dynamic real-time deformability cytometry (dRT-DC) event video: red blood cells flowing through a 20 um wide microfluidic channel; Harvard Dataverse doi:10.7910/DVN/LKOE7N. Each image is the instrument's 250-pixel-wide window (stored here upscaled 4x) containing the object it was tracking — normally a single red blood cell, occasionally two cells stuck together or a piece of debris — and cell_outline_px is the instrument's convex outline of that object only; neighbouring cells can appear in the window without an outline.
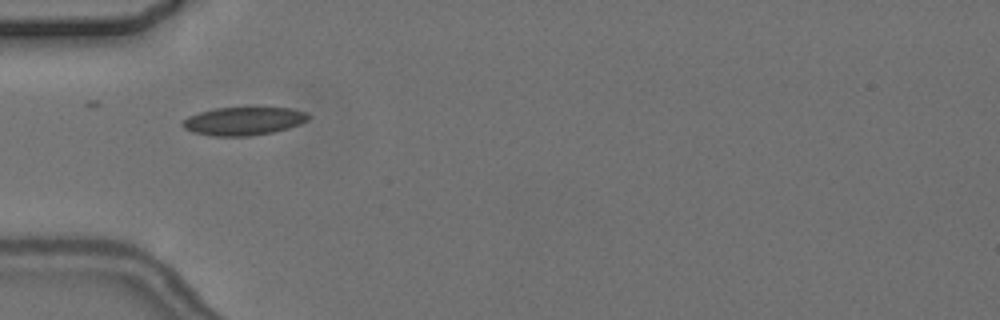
{"species": "common noctule bat (a hibernating species)", "species_latin": "Nyctalus noctula", "temperature_condition": "cold", "stored_images_in_passage": 5, "camera_frame_rate_fps": 3000, "um_per_image_px": 0.085, "animal": {"sex": "female", "body_mass_g": 24.6, "forearm_length_mm": 56.2}, "frame": {"image": 1, "passage_image": 1, "time_ms": 0.0, "image_size_px": [1000, 320], "cell_outline_px": [[312, 116], [308, 120], [300, 124], [288, 128], [272, 132], [252, 136], [212, 136], [192, 132], [184, 128], [180, 124], [188, 116], [200, 112], [216, 108], [292, 108], [308, 112]], "centroid_in_image_um": [20.73, 10.29], "position_along_channel_um": 64.3, "area_um2": 20.75}}
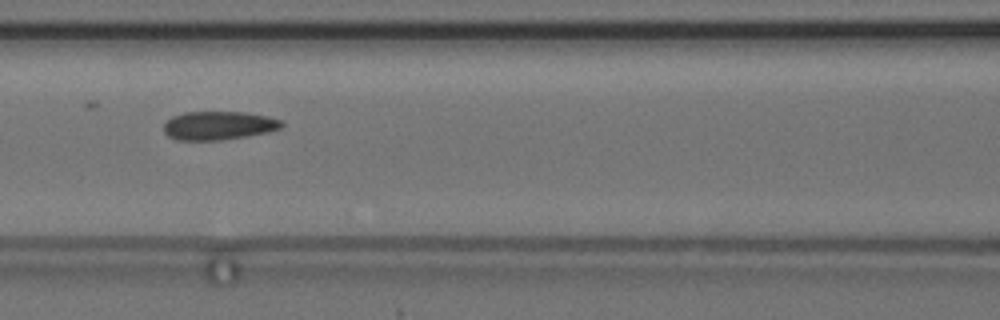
{"frame": {"image": 2, "passage_image": 3, "time_ms": 2.333, "image_size_px": [1000, 320], "cell_outline_px": [[284, 124], [280, 128], [268, 132], [220, 140], [176, 140], [168, 136], [164, 132], [164, 124], [172, 116], [184, 112], [244, 112], [268, 116], [280, 120]], "centroid_in_image_um": [18.56, 10.67], "position_along_channel_um": 148.0, "area_um2": 19.54}}
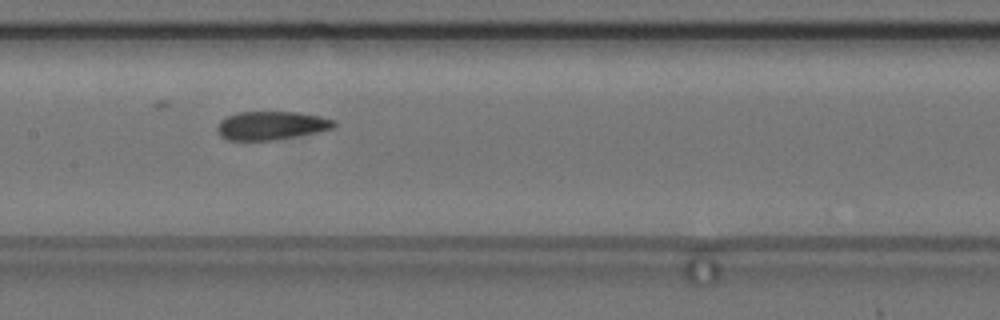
{"frame": {"image": 3, "passage_image": 4, "time_ms": 3.333, "image_size_px": [1000, 320], "cell_outline_px": [[336, 124], [332, 128], [316, 132], [272, 140], [228, 140], [220, 136], [216, 128], [220, 120], [236, 112], [300, 112], [320, 116], [336, 120]], "centroid_in_image_um": [23.04, 10.66], "position_along_channel_um": 184.4, "area_um2": 19.31}}